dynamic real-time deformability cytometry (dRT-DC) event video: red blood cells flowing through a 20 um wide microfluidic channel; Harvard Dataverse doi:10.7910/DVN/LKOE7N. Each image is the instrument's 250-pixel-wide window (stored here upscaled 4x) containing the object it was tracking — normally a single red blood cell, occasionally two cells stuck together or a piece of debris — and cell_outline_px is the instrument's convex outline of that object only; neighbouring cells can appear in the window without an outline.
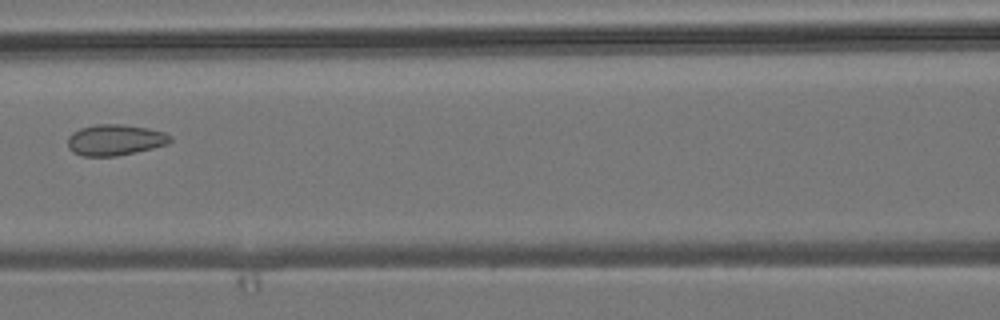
{"species": "common noctule bat (a hibernating species)", "species_latin": "Nyctalus noctula", "temperature_condition": "room temperature", "stored_images_in_passage": 8, "camera_frame_rate_fps": 3000, "um_per_image_px": 0.085, "animal": {"sex": "male", "body_mass_g": 19.2, "forearm_length_mm": 51.8}, "frame": {"image": 1, "passage_image": 7, "time_ms": 7.333, "image_size_px": [1000, 320], "cell_outline_px": [[172, 140], [168, 144], [136, 152], [116, 156], [80, 156], [72, 152], [68, 148], [68, 136], [72, 132], [80, 128], [96, 124], [120, 124], [148, 128], [164, 132], [172, 136]], "centroid_in_image_um": [9.76, 11.89], "position_along_channel_um": 156.8, "area_um2": 18.67}}
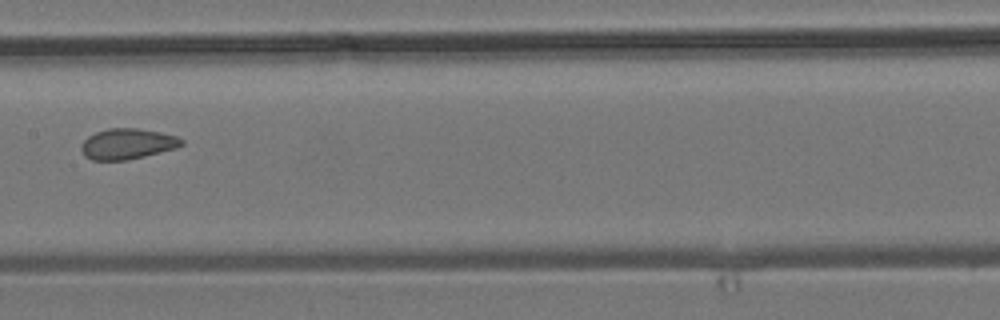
{"frame": {"image": 2, "passage_image": 8, "time_ms": 8.333, "image_size_px": [1000, 320], "cell_outline_px": [[184, 144], [176, 148], [128, 160], [92, 160], [84, 156], [80, 148], [80, 144], [88, 136], [96, 132], [108, 128], [136, 128], [160, 132], [176, 136], [184, 140]], "centroid_in_image_um": [10.81, 12.23], "position_along_channel_um": 196.6, "area_um2": 17.98}}